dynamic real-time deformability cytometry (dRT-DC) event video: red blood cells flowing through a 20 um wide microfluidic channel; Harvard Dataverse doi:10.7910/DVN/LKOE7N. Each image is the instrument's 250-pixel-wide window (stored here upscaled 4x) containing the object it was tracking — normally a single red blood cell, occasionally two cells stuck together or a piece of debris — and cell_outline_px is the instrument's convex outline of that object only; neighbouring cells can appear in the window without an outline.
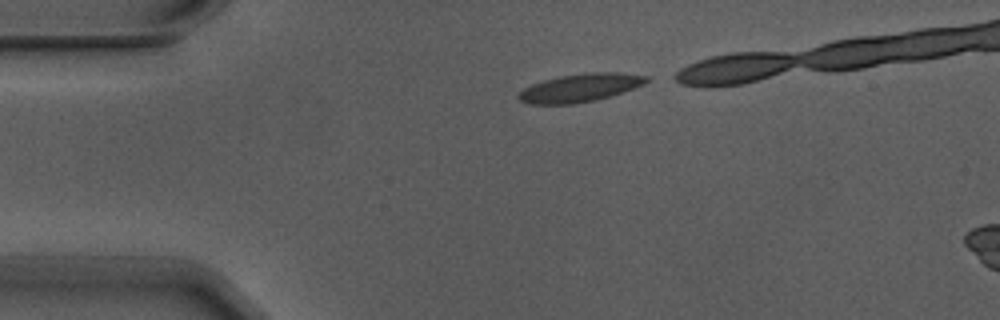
{"species": "Egyptian fruit bat (a non-hibernating species)", "species_latin": "Rousettus aegyptiacus", "temperature_condition": "warm", "stored_images_in_passage": 3, "camera_frame_rate_fps": 3000, "um_per_image_px": 0.085, "animal": {"sex": "male"}, "frame": {"image": 1, "passage_image": 1, "time_ms": 0.0, "image_size_px": [1000, 320], "cell_outline_px": [[648, 80], [644, 84], [596, 100], [572, 104], [532, 104], [520, 100], [516, 96], [524, 88], [532, 84], [544, 80], [560, 76], [588, 72], [620, 72], [648, 76]], "centroid_in_image_um": [49.29, 7.45], "position_along_channel_um": 35.7, "area_um2": 20.69}}